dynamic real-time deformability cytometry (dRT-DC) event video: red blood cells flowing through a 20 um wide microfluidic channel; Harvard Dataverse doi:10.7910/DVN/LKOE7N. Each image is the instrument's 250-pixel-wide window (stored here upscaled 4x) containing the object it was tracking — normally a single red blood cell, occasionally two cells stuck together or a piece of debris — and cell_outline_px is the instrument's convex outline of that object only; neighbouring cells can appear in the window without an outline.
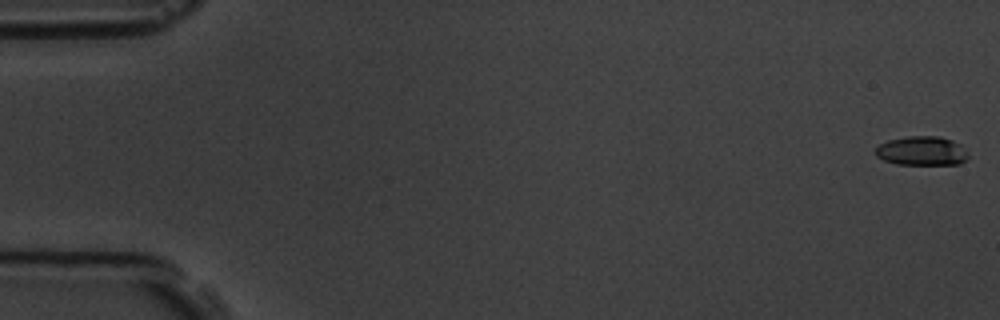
{"species": "common noctule bat (a hibernating species)", "species_latin": "Nyctalus noctula", "temperature_condition": "room temperature", "stored_images_in_passage": 5, "camera_frame_rate_fps": 3000, "um_per_image_px": 0.085, "animal": {"sex": "male", "body_mass_g": 19.5, "forearm_length_mm": 54.6}, "frame": {"image": 1, "passage_image": 1, "time_ms": 0.0, "image_size_px": [1000, 320], "cell_outline_px": [[968, 160], [960, 164], [896, 164], [884, 160], [876, 156], [876, 148], [880, 144], [888, 140], [908, 136], [940, 136], [952, 140], [960, 144], [968, 156]], "centroid_in_image_um": [78.36, 12.82], "position_along_channel_um": 6.6, "area_um2": 15.72}}
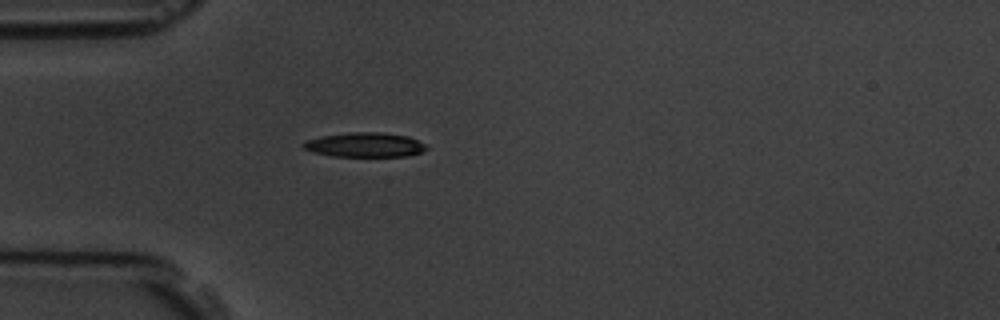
{"frame": {"image": 2, "passage_image": 5, "time_ms": 5.333, "image_size_px": [1000, 320], "cell_outline_px": [[428, 148], [420, 152], [404, 156], [332, 156], [312, 152], [304, 148], [300, 144], [304, 140], [324, 136], [348, 132], [380, 132], [408, 136], [428, 144]], "centroid_in_image_um": [31.0, 12.3], "position_along_channel_um": 54.0, "area_um2": 17.63}}